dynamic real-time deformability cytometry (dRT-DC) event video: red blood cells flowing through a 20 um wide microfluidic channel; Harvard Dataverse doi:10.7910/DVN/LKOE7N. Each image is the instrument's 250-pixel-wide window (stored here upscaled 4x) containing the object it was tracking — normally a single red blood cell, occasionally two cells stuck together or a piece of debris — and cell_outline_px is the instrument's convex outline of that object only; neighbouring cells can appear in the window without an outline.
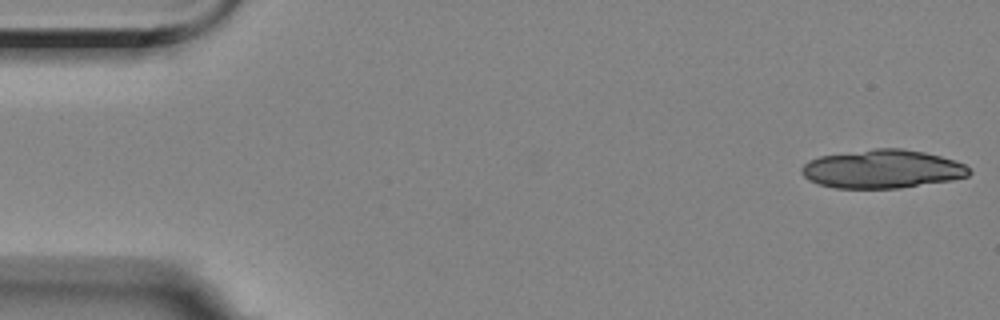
{"species": "Egyptian fruit bat (a non-hibernating species)", "species_latin": "Rousettus aegyptiacus", "temperature_condition": "room temperature", "stored_images_in_passage": 16, "camera_frame_rate_fps": 3000, "um_per_image_px": 0.085, "animal": {"sex": "female"}, "frame": {"image": 1, "passage_image": 1, "time_ms": 0.0, "image_size_px": [1000, 320], "cell_outline_px": [[972, 172], [968, 176], [952, 180], [900, 188], [836, 188], [820, 184], [808, 180], [800, 172], [800, 168], [808, 160], [820, 156], [876, 148], [900, 148], [924, 152], [940, 156], [964, 164]], "centroid_in_image_um": [74.98, 14.37], "position_along_channel_um": 10.0, "area_um2": 37.51}}